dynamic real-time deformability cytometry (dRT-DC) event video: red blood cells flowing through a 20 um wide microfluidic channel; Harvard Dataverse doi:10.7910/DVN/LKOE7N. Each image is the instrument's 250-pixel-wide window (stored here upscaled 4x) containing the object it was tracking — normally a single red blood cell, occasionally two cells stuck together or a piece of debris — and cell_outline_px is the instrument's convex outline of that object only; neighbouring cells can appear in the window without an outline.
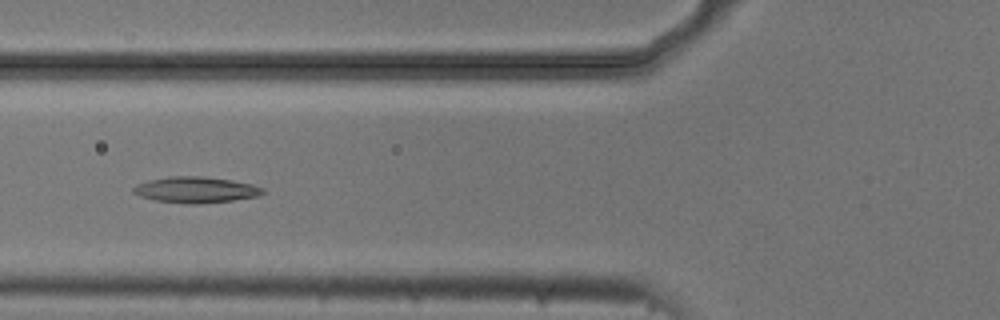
{"species": "common noctule bat (a hibernating species)", "species_latin": "Nyctalus noctula", "temperature_condition": "cold", "stored_images_in_passage": 6, "camera_frame_rate_fps": 3000, "um_per_image_px": 0.085, "animal": {"sex": "male", "body_mass_g": 20.5, "forearm_length_mm": 52.5}, "frame": {"image": 1, "passage_image": 6, "time_ms": 1.667, "image_size_px": [1000, 320], "cell_outline_px": [[264, 192], [260, 196], [232, 200], [200, 204], [188, 204], [156, 200], [140, 196], [132, 192], [132, 188], [136, 184], [148, 180], [172, 176], [204, 176], [232, 180], [252, 184], [264, 188]], "centroid_in_image_um": [16.65, 16.13], "position_along_channel_um": 109.2, "area_um2": 19.71}}